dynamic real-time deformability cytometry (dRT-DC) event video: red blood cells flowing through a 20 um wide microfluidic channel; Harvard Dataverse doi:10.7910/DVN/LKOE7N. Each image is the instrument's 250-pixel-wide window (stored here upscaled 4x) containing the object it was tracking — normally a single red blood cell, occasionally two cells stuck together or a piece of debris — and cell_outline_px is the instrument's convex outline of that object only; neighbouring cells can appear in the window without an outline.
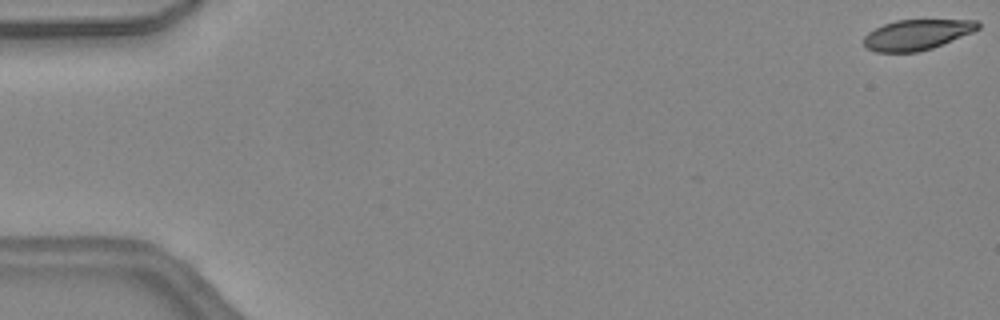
{"species": "common noctule bat (a hibernating species)", "species_latin": "Nyctalus noctula", "temperature_condition": "warm", "stored_images_in_passage": 12, "camera_frame_rate_fps": 3000, "um_per_image_px": 0.085, "animal": {"sex": "female", "body_mass_g": 24.6, "forearm_length_mm": 56.2}, "frame": {"image": 1, "passage_image": 1, "time_ms": 0.0, "image_size_px": [1000, 320], "cell_outline_px": [[980, 28], [972, 32], [932, 48], [916, 52], [876, 52], [868, 48], [864, 44], [864, 36], [868, 32], [884, 24], [896, 20], [976, 20], [980, 24]], "centroid_in_image_um": [77.93, 2.94], "position_along_channel_um": 7.1, "area_um2": 20.0}}